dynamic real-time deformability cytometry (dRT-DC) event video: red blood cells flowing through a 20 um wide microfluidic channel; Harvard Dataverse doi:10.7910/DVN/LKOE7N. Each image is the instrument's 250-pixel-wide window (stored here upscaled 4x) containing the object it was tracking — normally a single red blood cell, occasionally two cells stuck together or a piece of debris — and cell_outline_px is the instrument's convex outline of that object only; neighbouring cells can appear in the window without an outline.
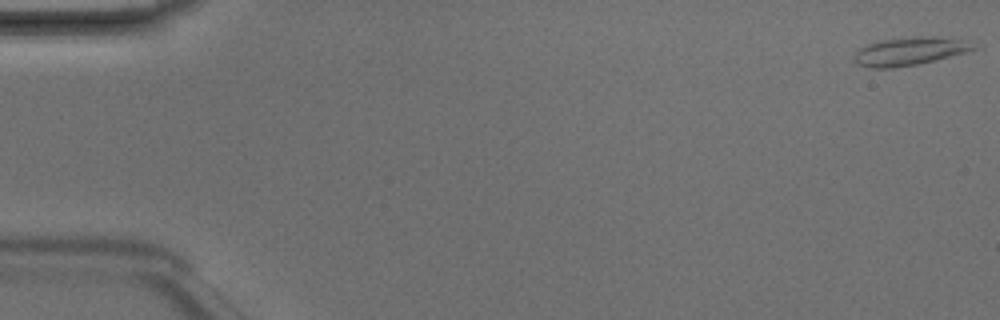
{"species": "Egyptian fruit bat (a non-hibernating species)", "species_latin": "Rousettus aegyptiacus", "temperature_condition": "room temperature", "stored_images_in_passage": 6, "camera_frame_rate_fps": 3000, "um_per_image_px": 0.085, "animal": {"sex": "male"}, "frame": {"image": 1, "passage_image": 1, "time_ms": 0.0, "image_size_px": [1000, 320], "cell_outline_px": [[980, 48], [936, 60], [916, 64], [892, 68], [868, 68], [856, 64], [852, 60], [852, 56], [860, 48], [868, 44], [880, 40], [912, 36], [932, 36], [960, 40]], "centroid_in_image_um": [77.23, 4.36], "position_along_channel_um": 7.8, "area_um2": 19.54}}
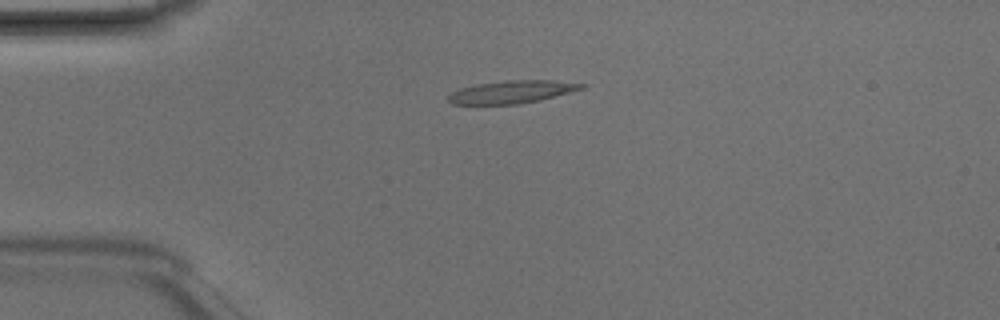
{"frame": {"image": 2, "passage_image": 4, "time_ms": 1.0, "image_size_px": [1000, 320], "cell_outline_px": [[588, 84], [584, 88], [540, 100], [520, 104], [452, 104], [448, 100], [448, 96], [452, 92], [460, 88], [476, 84], [508, 80], [552, 80]], "centroid_in_image_um": [43.51, 7.81], "position_along_channel_um": 41.5, "area_um2": 17.57}}